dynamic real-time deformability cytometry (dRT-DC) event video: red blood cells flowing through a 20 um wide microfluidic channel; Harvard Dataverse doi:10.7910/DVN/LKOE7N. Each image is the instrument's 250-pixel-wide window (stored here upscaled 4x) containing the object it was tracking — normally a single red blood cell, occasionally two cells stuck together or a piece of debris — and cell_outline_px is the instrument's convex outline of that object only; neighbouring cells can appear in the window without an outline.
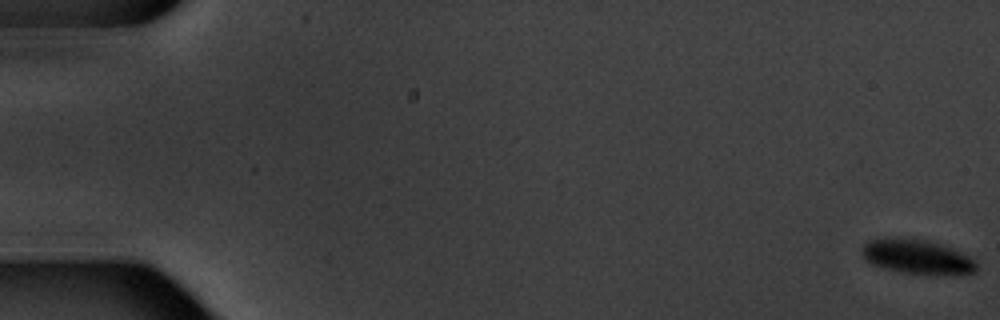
{"species": "common noctule bat (a hibernating species)", "species_latin": "Nyctalus noctula", "temperature_condition": "warm", "stored_images_in_passage": 7, "camera_frame_rate_fps": 3000, "um_per_image_px": 0.085, "animal": {"sex": "male", "body_mass_g": 20.1, "forearm_length_mm": 53.5}, "frame": {"image": 1, "passage_image": 1, "time_ms": 0.0, "image_size_px": [1000, 320], "cell_outline_px": [[976, 272], [952, 276], [900, 272], [884, 268], [872, 264], [864, 260], [864, 244], [868, 240], [896, 236], [928, 240], [952, 248], [976, 260]], "centroid_in_image_um": [77.98, 21.83], "position_along_channel_um": 7.0, "area_um2": 23.35}}
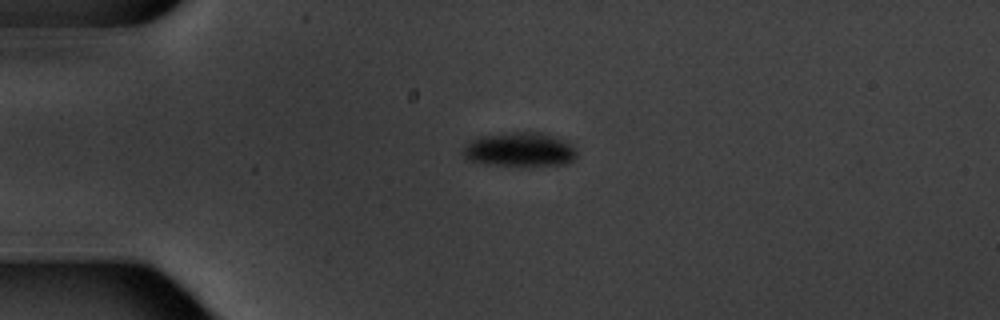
{"frame": {"image": 2, "passage_image": 7, "time_ms": 7.333, "image_size_px": [1000, 320], "cell_outline_px": [[576, 156], [568, 164], [528, 168], [484, 164], [472, 160], [464, 156], [464, 148], [472, 140], [480, 136], [512, 132], [540, 132], [556, 136], [572, 144], [576, 148]], "centroid_in_image_um": [44.26, 12.75], "position_along_channel_um": 40.7, "area_um2": 23.29}}